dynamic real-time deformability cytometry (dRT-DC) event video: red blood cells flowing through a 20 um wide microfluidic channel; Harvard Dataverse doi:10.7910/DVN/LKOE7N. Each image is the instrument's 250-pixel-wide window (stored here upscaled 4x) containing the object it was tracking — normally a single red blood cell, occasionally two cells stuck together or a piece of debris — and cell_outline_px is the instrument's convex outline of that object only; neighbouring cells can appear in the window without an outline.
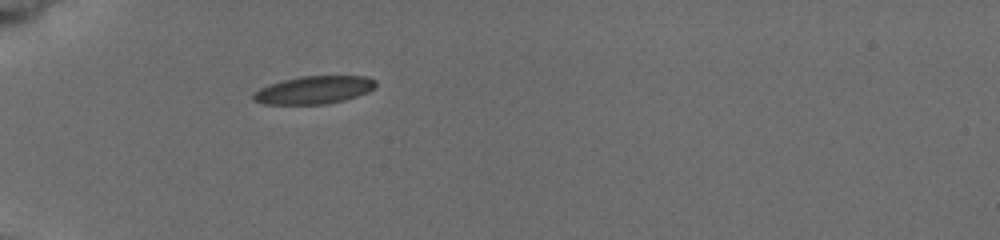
{"species": "common noctule bat (a hibernating species)", "species_latin": "Nyctalus noctula", "temperature_condition": "cold", "stored_images_in_passage": 1, "camera_frame_rate_fps": 3000, "um_per_image_px": 0.085, "animal": {"sex": "female", "body_mass_g": 19.5, "forearm_length_mm": 54.1}, "frame": {"image": 1, "passage_image": 1, "time_ms": 0.0, "image_size_px": [1000, 240], "cell_outline_px": [[376, 84], [368, 92], [344, 100], [328, 104], [264, 104], [252, 100], [252, 96], [260, 88], [284, 80], [300, 76], [364, 76], [376, 80]], "centroid_in_image_um": [26.69, 7.65], "position_along_channel_um": 58.3, "area_um2": 19.65}}